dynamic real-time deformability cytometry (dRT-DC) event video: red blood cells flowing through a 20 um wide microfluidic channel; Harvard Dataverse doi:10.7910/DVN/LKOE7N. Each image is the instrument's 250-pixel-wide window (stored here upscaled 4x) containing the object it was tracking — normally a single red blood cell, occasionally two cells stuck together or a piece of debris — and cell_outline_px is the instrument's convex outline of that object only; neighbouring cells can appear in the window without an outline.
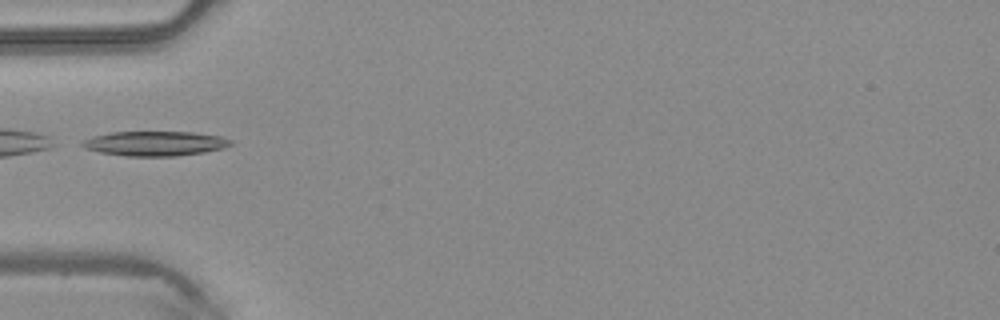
{"species": "common noctule bat (a hibernating species)", "species_latin": "Nyctalus noctula", "temperature_condition": "warm", "stored_images_in_passage": 6, "camera_frame_rate_fps": 3000, "um_per_image_px": 0.085, "animal": {"sex": "male", "body_mass_g": 20.4}, "frame": {"image": 1, "passage_image": 5, "time_ms": 1.333, "image_size_px": [1000, 320], "cell_outline_px": [[232, 144], [224, 148], [204, 152], [176, 156], [124, 156], [100, 152], [84, 148], [80, 144], [84, 140], [92, 136], [112, 132], [192, 132], [220, 136], [232, 140]], "centroid_in_image_um": [13.17, 12.2], "position_along_channel_um": 71.8, "area_um2": 21.33}}